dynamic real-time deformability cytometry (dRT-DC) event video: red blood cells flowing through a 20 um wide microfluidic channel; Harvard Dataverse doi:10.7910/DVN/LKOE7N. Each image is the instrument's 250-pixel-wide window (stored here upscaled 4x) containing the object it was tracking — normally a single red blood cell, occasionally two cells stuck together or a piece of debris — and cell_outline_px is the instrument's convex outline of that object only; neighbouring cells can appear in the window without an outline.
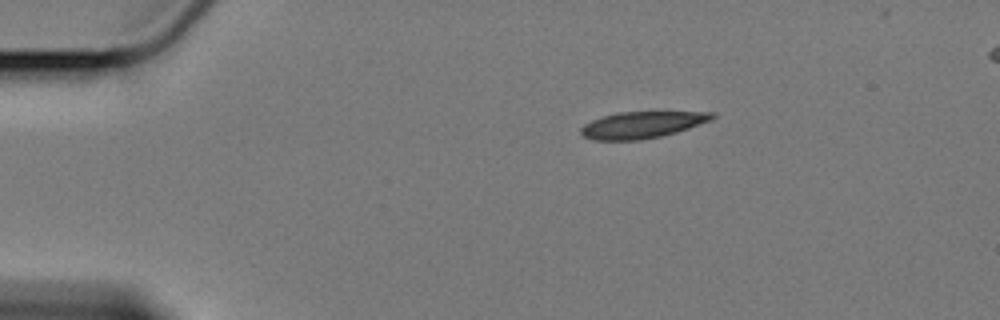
{"species": "Egyptian fruit bat (a non-hibernating species)", "species_latin": "Rousettus aegyptiacus", "temperature_condition": "cold", "stored_images_in_passage": 49, "camera_frame_rate_fps": 3000, "um_per_image_px": 0.085, "animal": {"sex": "female"}, "frame": {"image": 1, "passage_image": 1, "time_ms": 0.0, "image_size_px": [1000, 320], "cell_outline_px": [[716, 116], [712, 120], [676, 132], [660, 136], [640, 140], [592, 140], [584, 136], [580, 132], [580, 128], [584, 124], [592, 120], [616, 112], [712, 112]], "centroid_in_image_um": [54.55, 10.61], "position_along_channel_um": 30.4, "area_um2": 20.23}}
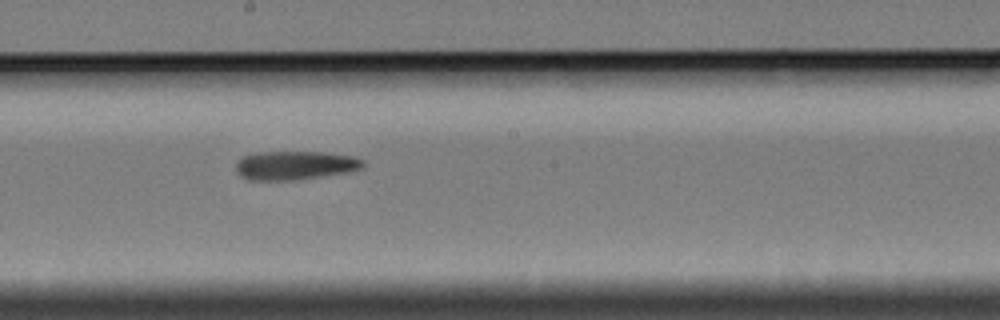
{"frame": {"image": 2, "passage_image": 23, "time_ms": 7.333, "image_size_px": [1000, 320], "cell_outline_px": [[364, 168], [348, 172], [296, 180], [248, 180], [240, 176], [236, 172], [236, 164], [240, 156], [260, 152], [324, 152], [352, 156], [364, 160]], "centroid_in_image_um": [25.06, 14.05], "position_along_channel_um": 223.1, "area_um2": 21.5}}
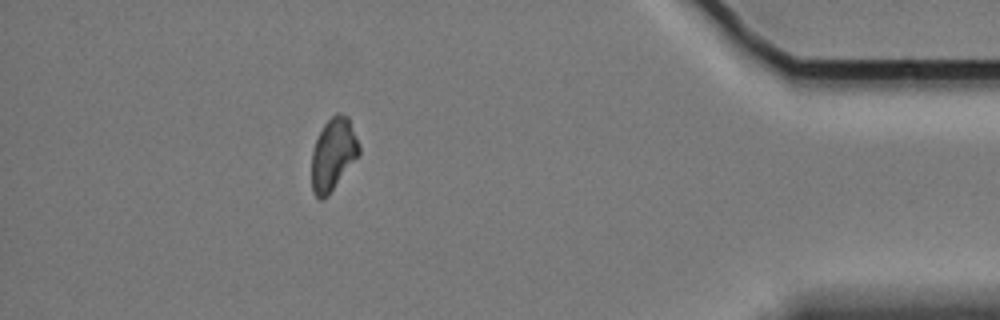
{"frame": {"image": 3, "passage_image": 43, "time_ms": 14.0, "image_size_px": [1000, 320], "cell_outline_px": [[360, 152], [328, 196], [320, 200], [312, 192], [312, 152], [316, 140], [324, 124], [336, 112], [340, 112], [348, 116], [360, 144]], "centroid_in_image_um": [28.32, 13.09], "position_along_channel_um": 406.9, "area_um2": 19.83}, "authors_computed_cell_mechanics": {"area_um2": 21.5016, "velocity_mm_per_s": 3.4046, "shape_relaxation_time_tau1_ms": 6.4136, "shape_relaxation_time_tau2_ms": null, "deformation_change_tau1": 0.1585, "deformation_change_tau2": null}}